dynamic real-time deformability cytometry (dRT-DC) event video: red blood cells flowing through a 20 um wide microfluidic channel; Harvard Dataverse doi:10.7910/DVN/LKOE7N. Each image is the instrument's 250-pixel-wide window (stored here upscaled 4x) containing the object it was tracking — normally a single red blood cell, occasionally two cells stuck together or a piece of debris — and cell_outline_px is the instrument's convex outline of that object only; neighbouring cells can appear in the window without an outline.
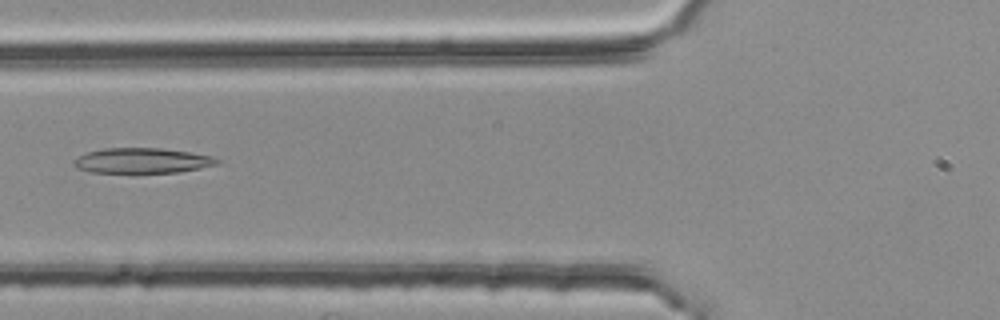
{"species": "common noctule bat (a hibernating species)", "species_latin": "Nyctalus noctula", "temperature_condition": "room temperature", "stored_images_in_passage": 3, "camera_frame_rate_fps": 3000, "um_per_image_px": 0.085, "animal": {"sex": "female", "body_mass_g": 25.1}, "frame": {"image": 1, "passage_image": 3, "time_ms": 0.667, "image_size_px": [1000, 320], "cell_outline_px": [[220, 160], [216, 164], [200, 168], [180, 172], [92, 172], [76, 168], [72, 164], [72, 160], [88, 152], [104, 148], [160, 148], [192, 152], [212, 156]], "centroid_in_image_um": [12.07, 13.64], "position_along_channel_um": 113.7, "area_um2": 20.92}}